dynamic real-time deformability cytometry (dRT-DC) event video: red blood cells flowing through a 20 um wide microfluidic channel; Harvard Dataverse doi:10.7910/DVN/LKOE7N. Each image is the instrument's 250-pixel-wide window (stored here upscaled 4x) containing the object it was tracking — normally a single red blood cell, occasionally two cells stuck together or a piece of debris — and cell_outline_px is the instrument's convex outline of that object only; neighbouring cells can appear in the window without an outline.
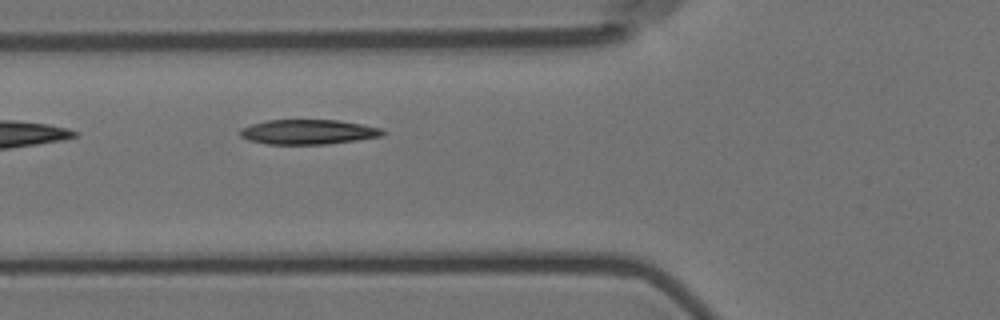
{"species": "Egyptian fruit bat (a non-hibernating species)", "species_latin": "Rousettus aegyptiacus", "temperature_condition": "room temperature", "stored_images_in_passage": 5, "camera_frame_rate_fps": 3000, "um_per_image_px": 0.085, "animal": {"sex": "female"}, "frame": {"image": 1, "passage_image": 5, "time_ms": 4.667, "image_size_px": [1000, 320], "cell_outline_px": [[384, 136], [328, 144], [268, 144], [248, 140], [240, 136], [240, 128], [252, 124], [268, 120], [340, 120], [380, 128], [384, 132]], "centroid_in_image_um": [26.18, 11.21], "position_along_channel_um": 99.6, "area_um2": 20.52}}